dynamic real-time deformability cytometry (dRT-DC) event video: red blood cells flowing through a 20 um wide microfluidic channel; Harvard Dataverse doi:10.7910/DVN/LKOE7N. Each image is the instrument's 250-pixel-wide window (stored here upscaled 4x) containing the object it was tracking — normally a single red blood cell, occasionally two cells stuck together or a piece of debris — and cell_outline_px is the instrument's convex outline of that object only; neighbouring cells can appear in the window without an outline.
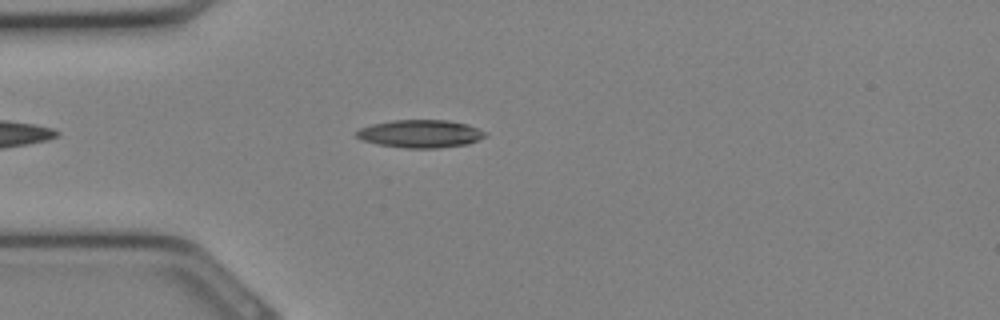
{"species": "Egyptian fruit bat (a non-hibernating species)", "species_latin": "Rousettus aegyptiacus", "temperature_condition": "cold", "stored_images_in_passage": 7, "camera_frame_rate_fps": 3000, "um_per_image_px": 0.085, "animal": {"sex": "female"}, "frame": {"image": 1, "passage_image": 4, "time_ms": 1.0, "image_size_px": [1000, 320], "cell_outline_px": [[488, 136], [468, 144], [440, 148], [404, 148], [380, 144], [364, 140], [356, 136], [356, 132], [360, 128], [372, 124], [392, 120], [448, 120], [468, 124], [488, 132]], "centroid_in_image_um": [35.81, 11.36], "position_along_channel_um": 49.2, "area_um2": 20.98}}
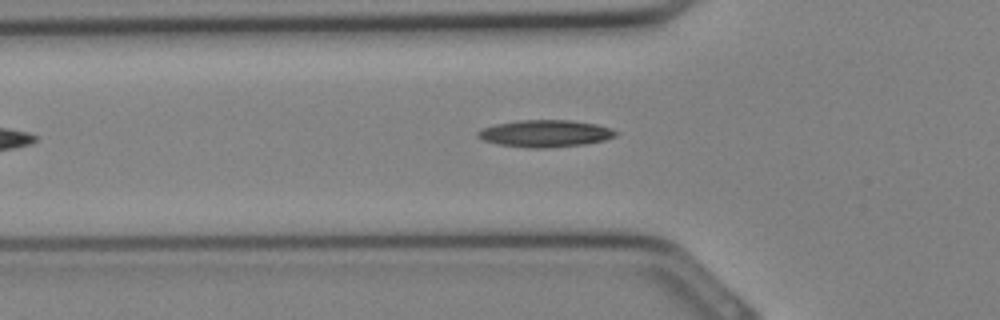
{"frame": {"image": 2, "passage_image": 6, "time_ms": 1.667, "image_size_px": [1000, 320], "cell_outline_px": [[620, 132], [616, 136], [604, 140], [584, 144], [548, 148], [528, 148], [500, 144], [484, 140], [476, 136], [476, 132], [484, 128], [496, 124], [520, 120], [568, 120], [596, 124], [612, 128]], "centroid_in_image_um": [46.38, 11.35], "position_along_channel_um": 79.4, "area_um2": 21.68}}